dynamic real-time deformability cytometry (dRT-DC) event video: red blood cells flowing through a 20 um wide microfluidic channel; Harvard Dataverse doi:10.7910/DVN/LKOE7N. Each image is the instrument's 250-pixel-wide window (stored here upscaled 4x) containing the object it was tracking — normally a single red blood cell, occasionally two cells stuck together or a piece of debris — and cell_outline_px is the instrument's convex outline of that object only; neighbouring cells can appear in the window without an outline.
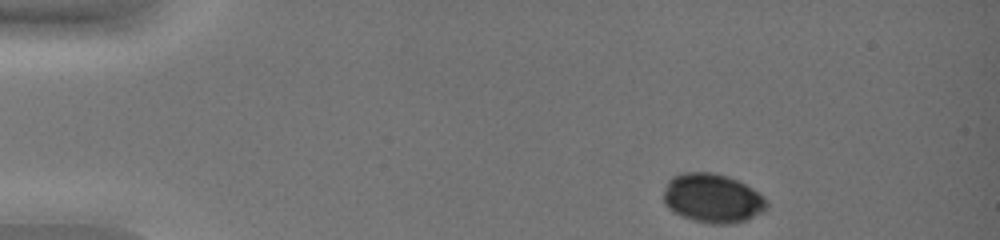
{"species": "common noctule bat (a hibernating species)", "species_latin": "Nyctalus noctula", "temperature_condition": "warm", "stored_images_in_passage": 39, "camera_frame_rate_fps": 3000, "um_per_image_px": 0.085, "animal": {"sex": "female", "body_mass_g": 19.0, "forearm_length_mm": 51.5}, "frame": {"image": 1, "passage_image": 1, "time_ms": 0.0, "image_size_px": [1000, 240], "cell_outline_px": [[768, 208], [764, 212], [748, 220], [732, 224], [712, 224], [692, 220], [680, 216], [668, 208], [664, 204], [664, 192], [668, 180], [672, 176], [680, 172], [712, 172], [728, 176], [752, 188], [764, 196], [768, 204]], "centroid_in_image_um": [60.57, 16.86], "position_along_channel_um": 24.4, "area_um2": 29.94}}
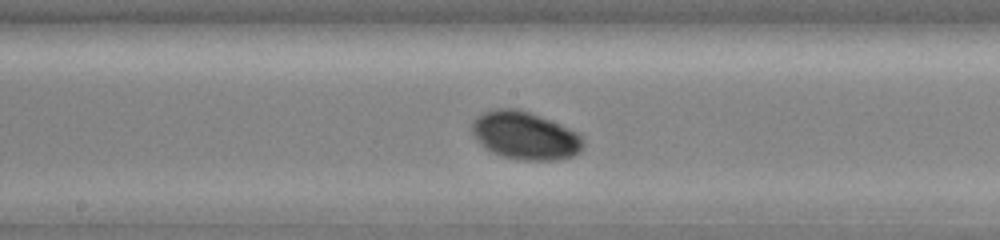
{"frame": {"image": 2, "passage_image": 21, "time_ms": 6.667, "image_size_px": [1000, 240], "cell_outline_px": [[584, 144], [580, 152], [572, 156], [556, 160], [524, 160], [504, 156], [492, 152], [480, 144], [472, 132], [472, 120], [480, 112], [496, 108], [520, 108], [580, 132], [584, 140]], "centroid_in_image_um": [44.64, 11.5], "position_along_channel_um": 203.6, "area_um2": 31.33}}
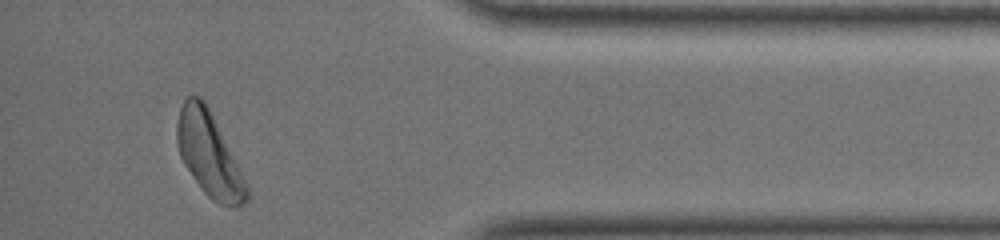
{"frame": {"image": 3, "passage_image": 38, "time_ms": 12.333, "image_size_px": [1000, 240], "cell_outline_px": [[248, 200], [244, 204], [232, 208], [216, 204], [204, 192], [184, 164], [180, 156], [176, 144], [176, 124], [180, 108], [184, 100], [188, 96], [200, 96], [204, 100], [248, 188]], "centroid_in_image_um": [17.73, 13.16], "position_along_channel_um": 417.5, "area_um2": 33.23}}